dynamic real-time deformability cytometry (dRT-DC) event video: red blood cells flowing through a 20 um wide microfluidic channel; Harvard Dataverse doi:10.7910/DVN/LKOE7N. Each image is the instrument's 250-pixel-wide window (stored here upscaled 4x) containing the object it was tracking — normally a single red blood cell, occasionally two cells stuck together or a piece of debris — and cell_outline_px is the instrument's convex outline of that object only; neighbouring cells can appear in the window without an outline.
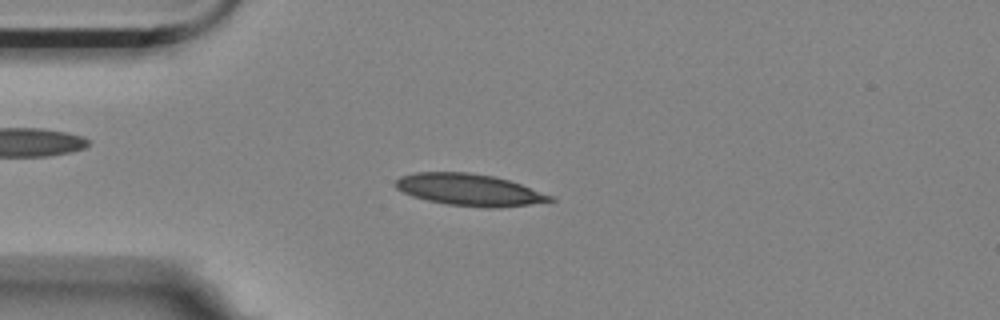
{"species": "Egyptian fruit bat (a non-hibernating species)", "species_latin": "Rousettus aegyptiacus", "temperature_condition": "room temperature", "stored_images_in_passage": 9, "camera_frame_rate_fps": 3000, "um_per_image_px": 0.085, "animal": {"sex": "female"}, "frame": {"image": 1, "passage_image": 3, "time_ms": 0.667, "image_size_px": [1000, 320], "cell_outline_px": [[556, 200], [528, 204], [496, 208], [484, 208], [448, 204], [428, 200], [412, 196], [396, 188], [396, 180], [400, 176], [416, 172], [468, 172], [496, 176], [556, 196]], "centroid_in_image_um": [39.93, 16.13], "position_along_channel_um": 45.1, "area_um2": 28.67}}
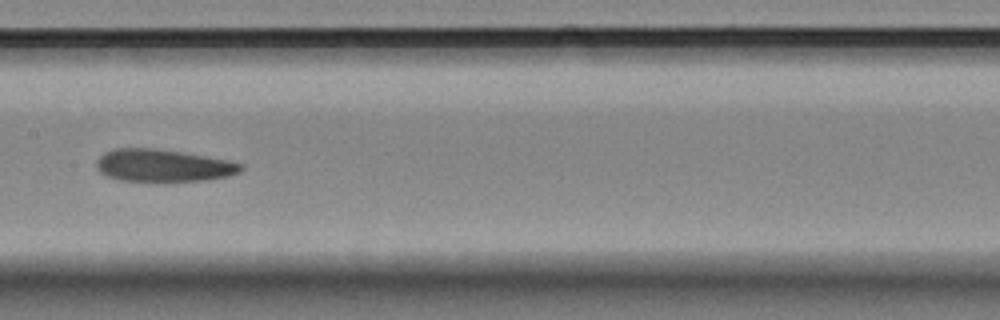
{"frame": {"image": 2, "passage_image": 7, "time_ms": 2.0, "image_size_px": [1000, 320], "cell_outline_px": [[244, 168], [240, 172], [228, 176], [208, 180], [120, 180], [108, 176], [100, 172], [96, 168], [96, 160], [104, 152], [112, 148], [152, 148], [180, 152], [228, 160], [244, 164]], "centroid_in_image_um": [13.86, 14.05], "position_along_channel_um": 193.5, "area_um2": 26.93}}
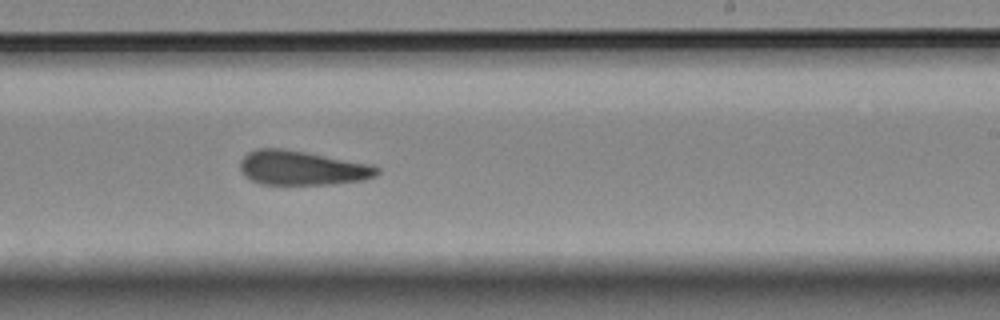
{"frame": {"image": 3, "passage_image": 9, "time_ms": 2.667, "image_size_px": [1000, 320], "cell_outline_px": [[380, 172], [376, 176], [360, 180], [332, 184], [260, 184], [252, 180], [240, 168], [240, 160], [248, 152], [256, 148], [284, 148], [372, 164], [380, 168]], "centroid_in_image_um": [25.69, 14.26], "position_along_channel_um": 263.3, "area_um2": 27.34}}